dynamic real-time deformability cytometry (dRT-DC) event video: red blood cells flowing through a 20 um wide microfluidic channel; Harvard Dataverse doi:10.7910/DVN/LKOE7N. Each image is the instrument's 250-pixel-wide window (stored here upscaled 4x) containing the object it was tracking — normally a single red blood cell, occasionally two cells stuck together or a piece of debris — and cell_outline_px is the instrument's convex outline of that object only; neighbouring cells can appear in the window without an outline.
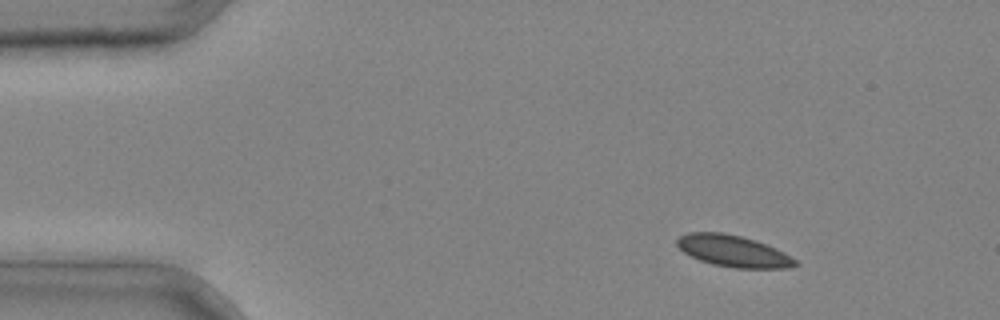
{"species": "common noctule bat (a hibernating species)", "species_latin": "Nyctalus noctula", "temperature_condition": "cold", "stored_images_in_passage": 3, "camera_frame_rate_fps": 3000, "um_per_image_px": 0.085, "animal": {"sex": "male", "body_mass_g": 20.4}, "frame": {"image": 1, "passage_image": 1, "time_ms": 0.0, "image_size_px": [1000, 320], "cell_outline_px": [[800, 264], [788, 268], [736, 268], [712, 264], [700, 260], [684, 252], [676, 244], [676, 240], [680, 236], [688, 232], [720, 232], [740, 236], [756, 240], [776, 248], [784, 252], [796, 260]], "centroid_in_image_um": [62.34, 21.34], "position_along_channel_um": 22.7, "area_um2": 21.68}}
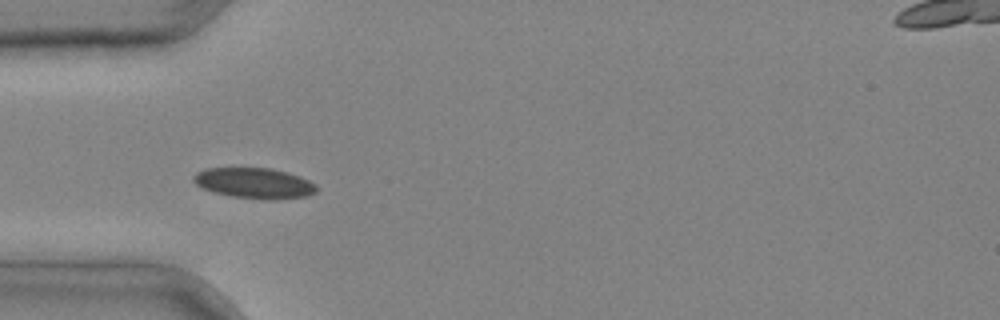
{"frame": {"image": 2, "passage_image": 3, "time_ms": 0.667, "image_size_px": [1000, 320], "cell_outline_px": [[320, 188], [316, 192], [308, 196], [276, 200], [268, 200], [232, 196], [216, 192], [204, 188], [196, 184], [192, 180], [192, 176], [196, 172], [204, 168], [272, 168], [288, 172], [300, 176], [316, 184]], "centroid_in_image_um": [21.67, 15.56], "position_along_channel_um": 63.3, "area_um2": 22.14}}